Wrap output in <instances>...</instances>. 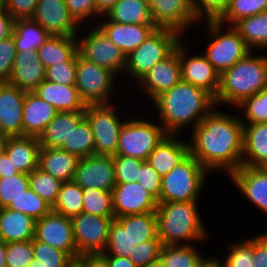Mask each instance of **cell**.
Here are the masks:
<instances>
[{
  "instance_id": "cell-1",
  "label": "cell",
  "mask_w": 267,
  "mask_h": 267,
  "mask_svg": "<svg viewBox=\"0 0 267 267\" xmlns=\"http://www.w3.org/2000/svg\"><path fill=\"white\" fill-rule=\"evenodd\" d=\"M214 107L192 130L189 154L209 172L226 170L230 175L242 165V118Z\"/></svg>"
},
{
  "instance_id": "cell-2",
  "label": "cell",
  "mask_w": 267,
  "mask_h": 267,
  "mask_svg": "<svg viewBox=\"0 0 267 267\" xmlns=\"http://www.w3.org/2000/svg\"><path fill=\"white\" fill-rule=\"evenodd\" d=\"M167 134L178 135L188 125L194 129L214 108V97L203 88L180 80L154 100Z\"/></svg>"
},
{
  "instance_id": "cell-3",
  "label": "cell",
  "mask_w": 267,
  "mask_h": 267,
  "mask_svg": "<svg viewBox=\"0 0 267 267\" xmlns=\"http://www.w3.org/2000/svg\"><path fill=\"white\" fill-rule=\"evenodd\" d=\"M198 203V201L158 203L156 208L158 237L163 245H190L191 241L207 240L208 234L198 213Z\"/></svg>"
},
{
  "instance_id": "cell-4",
  "label": "cell",
  "mask_w": 267,
  "mask_h": 267,
  "mask_svg": "<svg viewBox=\"0 0 267 267\" xmlns=\"http://www.w3.org/2000/svg\"><path fill=\"white\" fill-rule=\"evenodd\" d=\"M252 55L250 52L220 75L216 106L228 103L237 107L267 86V56Z\"/></svg>"
},
{
  "instance_id": "cell-5",
  "label": "cell",
  "mask_w": 267,
  "mask_h": 267,
  "mask_svg": "<svg viewBox=\"0 0 267 267\" xmlns=\"http://www.w3.org/2000/svg\"><path fill=\"white\" fill-rule=\"evenodd\" d=\"M208 171L188 155L161 179L159 202L198 201Z\"/></svg>"
},
{
  "instance_id": "cell-6",
  "label": "cell",
  "mask_w": 267,
  "mask_h": 267,
  "mask_svg": "<svg viewBox=\"0 0 267 267\" xmlns=\"http://www.w3.org/2000/svg\"><path fill=\"white\" fill-rule=\"evenodd\" d=\"M175 30L156 28L147 39L126 56L124 72L139 81L156 63L168 57L181 42Z\"/></svg>"
},
{
  "instance_id": "cell-7",
  "label": "cell",
  "mask_w": 267,
  "mask_h": 267,
  "mask_svg": "<svg viewBox=\"0 0 267 267\" xmlns=\"http://www.w3.org/2000/svg\"><path fill=\"white\" fill-rule=\"evenodd\" d=\"M207 29L211 35V42L204 54L214 69L221 75L231 68L238 60L246 57L251 50L239 32L233 27L227 31L222 30L223 24L218 21H206ZM213 36V37H212Z\"/></svg>"
},
{
  "instance_id": "cell-8",
  "label": "cell",
  "mask_w": 267,
  "mask_h": 267,
  "mask_svg": "<svg viewBox=\"0 0 267 267\" xmlns=\"http://www.w3.org/2000/svg\"><path fill=\"white\" fill-rule=\"evenodd\" d=\"M167 135L162 125L147 120L128 119L121 127L116 155L146 161L149 154Z\"/></svg>"
},
{
  "instance_id": "cell-9",
  "label": "cell",
  "mask_w": 267,
  "mask_h": 267,
  "mask_svg": "<svg viewBox=\"0 0 267 267\" xmlns=\"http://www.w3.org/2000/svg\"><path fill=\"white\" fill-rule=\"evenodd\" d=\"M116 75L87 61L76 52V88L85 104H110L109 96Z\"/></svg>"
},
{
  "instance_id": "cell-10",
  "label": "cell",
  "mask_w": 267,
  "mask_h": 267,
  "mask_svg": "<svg viewBox=\"0 0 267 267\" xmlns=\"http://www.w3.org/2000/svg\"><path fill=\"white\" fill-rule=\"evenodd\" d=\"M116 107L110 104H87L85 118L94 137L95 155H116L118 138L125 121L116 114Z\"/></svg>"
},
{
  "instance_id": "cell-11",
  "label": "cell",
  "mask_w": 267,
  "mask_h": 267,
  "mask_svg": "<svg viewBox=\"0 0 267 267\" xmlns=\"http://www.w3.org/2000/svg\"><path fill=\"white\" fill-rule=\"evenodd\" d=\"M77 51L81 57L108 69L116 77L118 73H124L126 68V55L98 26L94 27L89 33L87 31L86 37L77 40Z\"/></svg>"
},
{
  "instance_id": "cell-12",
  "label": "cell",
  "mask_w": 267,
  "mask_h": 267,
  "mask_svg": "<svg viewBox=\"0 0 267 267\" xmlns=\"http://www.w3.org/2000/svg\"><path fill=\"white\" fill-rule=\"evenodd\" d=\"M77 247V258L85 254H101L108 241L110 225L115 218L81 212L70 218Z\"/></svg>"
},
{
  "instance_id": "cell-13",
  "label": "cell",
  "mask_w": 267,
  "mask_h": 267,
  "mask_svg": "<svg viewBox=\"0 0 267 267\" xmlns=\"http://www.w3.org/2000/svg\"><path fill=\"white\" fill-rule=\"evenodd\" d=\"M35 239L62 250L75 261L77 260V247L69 217L51 210L47 215L36 220Z\"/></svg>"
},
{
  "instance_id": "cell-14",
  "label": "cell",
  "mask_w": 267,
  "mask_h": 267,
  "mask_svg": "<svg viewBox=\"0 0 267 267\" xmlns=\"http://www.w3.org/2000/svg\"><path fill=\"white\" fill-rule=\"evenodd\" d=\"M73 180L82 188L112 191L117 184L113 155H90L80 158Z\"/></svg>"
},
{
  "instance_id": "cell-15",
  "label": "cell",
  "mask_w": 267,
  "mask_h": 267,
  "mask_svg": "<svg viewBox=\"0 0 267 267\" xmlns=\"http://www.w3.org/2000/svg\"><path fill=\"white\" fill-rule=\"evenodd\" d=\"M149 10L152 23L157 28L175 30L180 34L191 24L200 22L194 14L191 0H151Z\"/></svg>"
},
{
  "instance_id": "cell-16",
  "label": "cell",
  "mask_w": 267,
  "mask_h": 267,
  "mask_svg": "<svg viewBox=\"0 0 267 267\" xmlns=\"http://www.w3.org/2000/svg\"><path fill=\"white\" fill-rule=\"evenodd\" d=\"M179 43V61L181 65V80L203 88L216 97L220 87V74L214 69L205 55L189 57L185 44Z\"/></svg>"
},
{
  "instance_id": "cell-17",
  "label": "cell",
  "mask_w": 267,
  "mask_h": 267,
  "mask_svg": "<svg viewBox=\"0 0 267 267\" xmlns=\"http://www.w3.org/2000/svg\"><path fill=\"white\" fill-rule=\"evenodd\" d=\"M32 19L50 35L78 36L79 23L68 11L65 0H38Z\"/></svg>"
},
{
  "instance_id": "cell-18",
  "label": "cell",
  "mask_w": 267,
  "mask_h": 267,
  "mask_svg": "<svg viewBox=\"0 0 267 267\" xmlns=\"http://www.w3.org/2000/svg\"><path fill=\"white\" fill-rule=\"evenodd\" d=\"M115 218L156 211L158 201L139 182L117 183L112 190Z\"/></svg>"
},
{
  "instance_id": "cell-19",
  "label": "cell",
  "mask_w": 267,
  "mask_h": 267,
  "mask_svg": "<svg viewBox=\"0 0 267 267\" xmlns=\"http://www.w3.org/2000/svg\"><path fill=\"white\" fill-rule=\"evenodd\" d=\"M181 80L179 44L166 58L156 63L138 82L152 100Z\"/></svg>"
},
{
  "instance_id": "cell-20",
  "label": "cell",
  "mask_w": 267,
  "mask_h": 267,
  "mask_svg": "<svg viewBox=\"0 0 267 267\" xmlns=\"http://www.w3.org/2000/svg\"><path fill=\"white\" fill-rule=\"evenodd\" d=\"M26 91L9 82L0 83V132L9 136L23 135V105Z\"/></svg>"
},
{
  "instance_id": "cell-21",
  "label": "cell",
  "mask_w": 267,
  "mask_h": 267,
  "mask_svg": "<svg viewBox=\"0 0 267 267\" xmlns=\"http://www.w3.org/2000/svg\"><path fill=\"white\" fill-rule=\"evenodd\" d=\"M229 177L245 197L267 215V171L263 167L241 165Z\"/></svg>"
},
{
  "instance_id": "cell-22",
  "label": "cell",
  "mask_w": 267,
  "mask_h": 267,
  "mask_svg": "<svg viewBox=\"0 0 267 267\" xmlns=\"http://www.w3.org/2000/svg\"><path fill=\"white\" fill-rule=\"evenodd\" d=\"M97 26L126 56L157 28L154 24H120L108 19Z\"/></svg>"
},
{
  "instance_id": "cell-23",
  "label": "cell",
  "mask_w": 267,
  "mask_h": 267,
  "mask_svg": "<svg viewBox=\"0 0 267 267\" xmlns=\"http://www.w3.org/2000/svg\"><path fill=\"white\" fill-rule=\"evenodd\" d=\"M45 70L37 50L16 52L9 83L33 92L45 80Z\"/></svg>"
},
{
  "instance_id": "cell-24",
  "label": "cell",
  "mask_w": 267,
  "mask_h": 267,
  "mask_svg": "<svg viewBox=\"0 0 267 267\" xmlns=\"http://www.w3.org/2000/svg\"><path fill=\"white\" fill-rule=\"evenodd\" d=\"M176 136L178 135L167 134L146 160L161 177L168 174L189 155L188 143Z\"/></svg>"
},
{
  "instance_id": "cell-25",
  "label": "cell",
  "mask_w": 267,
  "mask_h": 267,
  "mask_svg": "<svg viewBox=\"0 0 267 267\" xmlns=\"http://www.w3.org/2000/svg\"><path fill=\"white\" fill-rule=\"evenodd\" d=\"M33 92L58 112L85 111L86 104L80 98L75 85H64L45 79Z\"/></svg>"
},
{
  "instance_id": "cell-26",
  "label": "cell",
  "mask_w": 267,
  "mask_h": 267,
  "mask_svg": "<svg viewBox=\"0 0 267 267\" xmlns=\"http://www.w3.org/2000/svg\"><path fill=\"white\" fill-rule=\"evenodd\" d=\"M57 112L51 104L34 92H26L23 105V135L39 137Z\"/></svg>"
},
{
  "instance_id": "cell-27",
  "label": "cell",
  "mask_w": 267,
  "mask_h": 267,
  "mask_svg": "<svg viewBox=\"0 0 267 267\" xmlns=\"http://www.w3.org/2000/svg\"><path fill=\"white\" fill-rule=\"evenodd\" d=\"M40 144L35 136H9L5 153L21 173L30 174L38 167Z\"/></svg>"
},
{
  "instance_id": "cell-28",
  "label": "cell",
  "mask_w": 267,
  "mask_h": 267,
  "mask_svg": "<svg viewBox=\"0 0 267 267\" xmlns=\"http://www.w3.org/2000/svg\"><path fill=\"white\" fill-rule=\"evenodd\" d=\"M79 159L77 155L60 148L41 147L38 168L61 182L71 181L74 179Z\"/></svg>"
},
{
  "instance_id": "cell-29",
  "label": "cell",
  "mask_w": 267,
  "mask_h": 267,
  "mask_svg": "<svg viewBox=\"0 0 267 267\" xmlns=\"http://www.w3.org/2000/svg\"><path fill=\"white\" fill-rule=\"evenodd\" d=\"M267 164V122L243 124L242 165L264 167Z\"/></svg>"
},
{
  "instance_id": "cell-30",
  "label": "cell",
  "mask_w": 267,
  "mask_h": 267,
  "mask_svg": "<svg viewBox=\"0 0 267 267\" xmlns=\"http://www.w3.org/2000/svg\"><path fill=\"white\" fill-rule=\"evenodd\" d=\"M36 220L9 208L0 209V240L4 243L29 241L35 238Z\"/></svg>"
},
{
  "instance_id": "cell-31",
  "label": "cell",
  "mask_w": 267,
  "mask_h": 267,
  "mask_svg": "<svg viewBox=\"0 0 267 267\" xmlns=\"http://www.w3.org/2000/svg\"><path fill=\"white\" fill-rule=\"evenodd\" d=\"M85 117V111L57 112L55 117L47 124L38 140L41 147L60 148L68 139L71 131Z\"/></svg>"
},
{
  "instance_id": "cell-32",
  "label": "cell",
  "mask_w": 267,
  "mask_h": 267,
  "mask_svg": "<svg viewBox=\"0 0 267 267\" xmlns=\"http://www.w3.org/2000/svg\"><path fill=\"white\" fill-rule=\"evenodd\" d=\"M77 36L50 35L37 49L40 62L45 69L68 61L77 52Z\"/></svg>"
},
{
  "instance_id": "cell-33",
  "label": "cell",
  "mask_w": 267,
  "mask_h": 267,
  "mask_svg": "<svg viewBox=\"0 0 267 267\" xmlns=\"http://www.w3.org/2000/svg\"><path fill=\"white\" fill-rule=\"evenodd\" d=\"M101 17L120 24H153L146 0H119Z\"/></svg>"
},
{
  "instance_id": "cell-34",
  "label": "cell",
  "mask_w": 267,
  "mask_h": 267,
  "mask_svg": "<svg viewBox=\"0 0 267 267\" xmlns=\"http://www.w3.org/2000/svg\"><path fill=\"white\" fill-rule=\"evenodd\" d=\"M16 52L37 50L50 34L32 18L17 19L14 21L12 33Z\"/></svg>"
},
{
  "instance_id": "cell-35",
  "label": "cell",
  "mask_w": 267,
  "mask_h": 267,
  "mask_svg": "<svg viewBox=\"0 0 267 267\" xmlns=\"http://www.w3.org/2000/svg\"><path fill=\"white\" fill-rule=\"evenodd\" d=\"M115 219L128 231L135 244L154 239L158 236L156 211L126 215Z\"/></svg>"
},
{
  "instance_id": "cell-36",
  "label": "cell",
  "mask_w": 267,
  "mask_h": 267,
  "mask_svg": "<svg viewBox=\"0 0 267 267\" xmlns=\"http://www.w3.org/2000/svg\"><path fill=\"white\" fill-rule=\"evenodd\" d=\"M233 27L251 50L254 47L256 49L267 48V10L257 15L241 18Z\"/></svg>"
},
{
  "instance_id": "cell-37",
  "label": "cell",
  "mask_w": 267,
  "mask_h": 267,
  "mask_svg": "<svg viewBox=\"0 0 267 267\" xmlns=\"http://www.w3.org/2000/svg\"><path fill=\"white\" fill-rule=\"evenodd\" d=\"M60 149L77 155L79 158L95 155L93 132L85 117L71 131L68 139L64 141Z\"/></svg>"
},
{
  "instance_id": "cell-38",
  "label": "cell",
  "mask_w": 267,
  "mask_h": 267,
  "mask_svg": "<svg viewBox=\"0 0 267 267\" xmlns=\"http://www.w3.org/2000/svg\"><path fill=\"white\" fill-rule=\"evenodd\" d=\"M52 210L69 218L79 215L83 212V188L74 180L63 182Z\"/></svg>"
},
{
  "instance_id": "cell-39",
  "label": "cell",
  "mask_w": 267,
  "mask_h": 267,
  "mask_svg": "<svg viewBox=\"0 0 267 267\" xmlns=\"http://www.w3.org/2000/svg\"><path fill=\"white\" fill-rule=\"evenodd\" d=\"M83 213L115 218L113 192L96 188H83Z\"/></svg>"
},
{
  "instance_id": "cell-40",
  "label": "cell",
  "mask_w": 267,
  "mask_h": 267,
  "mask_svg": "<svg viewBox=\"0 0 267 267\" xmlns=\"http://www.w3.org/2000/svg\"><path fill=\"white\" fill-rule=\"evenodd\" d=\"M203 257L194 245H163L160 260L167 267H198Z\"/></svg>"
},
{
  "instance_id": "cell-41",
  "label": "cell",
  "mask_w": 267,
  "mask_h": 267,
  "mask_svg": "<svg viewBox=\"0 0 267 267\" xmlns=\"http://www.w3.org/2000/svg\"><path fill=\"white\" fill-rule=\"evenodd\" d=\"M267 10V0H231L225 13L217 20L219 23L233 26L241 18L257 15Z\"/></svg>"
},
{
  "instance_id": "cell-42",
  "label": "cell",
  "mask_w": 267,
  "mask_h": 267,
  "mask_svg": "<svg viewBox=\"0 0 267 267\" xmlns=\"http://www.w3.org/2000/svg\"><path fill=\"white\" fill-rule=\"evenodd\" d=\"M135 245L128 231L116 219H113L109 228L108 241L101 255L129 258Z\"/></svg>"
},
{
  "instance_id": "cell-43",
  "label": "cell",
  "mask_w": 267,
  "mask_h": 267,
  "mask_svg": "<svg viewBox=\"0 0 267 267\" xmlns=\"http://www.w3.org/2000/svg\"><path fill=\"white\" fill-rule=\"evenodd\" d=\"M7 208L25 213L35 220L41 219L52 210V206L31 188H28L17 200L12 201Z\"/></svg>"
},
{
  "instance_id": "cell-44",
  "label": "cell",
  "mask_w": 267,
  "mask_h": 267,
  "mask_svg": "<svg viewBox=\"0 0 267 267\" xmlns=\"http://www.w3.org/2000/svg\"><path fill=\"white\" fill-rule=\"evenodd\" d=\"M30 188L51 206L56 202L61 182L38 167L29 174Z\"/></svg>"
},
{
  "instance_id": "cell-45",
  "label": "cell",
  "mask_w": 267,
  "mask_h": 267,
  "mask_svg": "<svg viewBox=\"0 0 267 267\" xmlns=\"http://www.w3.org/2000/svg\"><path fill=\"white\" fill-rule=\"evenodd\" d=\"M33 256L43 267H70L75 260L66 252L32 239Z\"/></svg>"
},
{
  "instance_id": "cell-46",
  "label": "cell",
  "mask_w": 267,
  "mask_h": 267,
  "mask_svg": "<svg viewBox=\"0 0 267 267\" xmlns=\"http://www.w3.org/2000/svg\"><path fill=\"white\" fill-rule=\"evenodd\" d=\"M30 188L29 174L0 177V209L6 208Z\"/></svg>"
},
{
  "instance_id": "cell-47",
  "label": "cell",
  "mask_w": 267,
  "mask_h": 267,
  "mask_svg": "<svg viewBox=\"0 0 267 267\" xmlns=\"http://www.w3.org/2000/svg\"><path fill=\"white\" fill-rule=\"evenodd\" d=\"M239 109L245 112L242 124H256L267 122V86L259 93L246 98L241 104L238 105Z\"/></svg>"
},
{
  "instance_id": "cell-48",
  "label": "cell",
  "mask_w": 267,
  "mask_h": 267,
  "mask_svg": "<svg viewBox=\"0 0 267 267\" xmlns=\"http://www.w3.org/2000/svg\"><path fill=\"white\" fill-rule=\"evenodd\" d=\"M228 256L224 259L226 267H255L253 237L229 245Z\"/></svg>"
},
{
  "instance_id": "cell-49",
  "label": "cell",
  "mask_w": 267,
  "mask_h": 267,
  "mask_svg": "<svg viewBox=\"0 0 267 267\" xmlns=\"http://www.w3.org/2000/svg\"><path fill=\"white\" fill-rule=\"evenodd\" d=\"M163 244L157 236L145 242L136 244L129 255V259L137 267H147L149 264L160 259V252Z\"/></svg>"
},
{
  "instance_id": "cell-50",
  "label": "cell",
  "mask_w": 267,
  "mask_h": 267,
  "mask_svg": "<svg viewBox=\"0 0 267 267\" xmlns=\"http://www.w3.org/2000/svg\"><path fill=\"white\" fill-rule=\"evenodd\" d=\"M113 159L116 183L137 182L143 160L123 155H113Z\"/></svg>"
},
{
  "instance_id": "cell-51",
  "label": "cell",
  "mask_w": 267,
  "mask_h": 267,
  "mask_svg": "<svg viewBox=\"0 0 267 267\" xmlns=\"http://www.w3.org/2000/svg\"><path fill=\"white\" fill-rule=\"evenodd\" d=\"M45 79L64 85H76V53L68 61L46 68Z\"/></svg>"
},
{
  "instance_id": "cell-52",
  "label": "cell",
  "mask_w": 267,
  "mask_h": 267,
  "mask_svg": "<svg viewBox=\"0 0 267 267\" xmlns=\"http://www.w3.org/2000/svg\"><path fill=\"white\" fill-rule=\"evenodd\" d=\"M33 259L32 240L6 243L7 267H26Z\"/></svg>"
},
{
  "instance_id": "cell-53",
  "label": "cell",
  "mask_w": 267,
  "mask_h": 267,
  "mask_svg": "<svg viewBox=\"0 0 267 267\" xmlns=\"http://www.w3.org/2000/svg\"><path fill=\"white\" fill-rule=\"evenodd\" d=\"M231 0H191L198 21H217L227 10Z\"/></svg>"
},
{
  "instance_id": "cell-54",
  "label": "cell",
  "mask_w": 267,
  "mask_h": 267,
  "mask_svg": "<svg viewBox=\"0 0 267 267\" xmlns=\"http://www.w3.org/2000/svg\"><path fill=\"white\" fill-rule=\"evenodd\" d=\"M16 55L13 36L0 41V83L9 82Z\"/></svg>"
},
{
  "instance_id": "cell-55",
  "label": "cell",
  "mask_w": 267,
  "mask_h": 267,
  "mask_svg": "<svg viewBox=\"0 0 267 267\" xmlns=\"http://www.w3.org/2000/svg\"><path fill=\"white\" fill-rule=\"evenodd\" d=\"M162 177L158 172L147 162L144 161L140 167L139 179L137 182L147 190L159 203V195L161 189Z\"/></svg>"
},
{
  "instance_id": "cell-56",
  "label": "cell",
  "mask_w": 267,
  "mask_h": 267,
  "mask_svg": "<svg viewBox=\"0 0 267 267\" xmlns=\"http://www.w3.org/2000/svg\"><path fill=\"white\" fill-rule=\"evenodd\" d=\"M68 11L75 18V20L82 24L85 19L93 17H101L96 11L95 0H65Z\"/></svg>"
},
{
  "instance_id": "cell-57",
  "label": "cell",
  "mask_w": 267,
  "mask_h": 267,
  "mask_svg": "<svg viewBox=\"0 0 267 267\" xmlns=\"http://www.w3.org/2000/svg\"><path fill=\"white\" fill-rule=\"evenodd\" d=\"M38 0H6L5 10L15 19L32 18Z\"/></svg>"
},
{
  "instance_id": "cell-58",
  "label": "cell",
  "mask_w": 267,
  "mask_h": 267,
  "mask_svg": "<svg viewBox=\"0 0 267 267\" xmlns=\"http://www.w3.org/2000/svg\"><path fill=\"white\" fill-rule=\"evenodd\" d=\"M255 267H267V232L253 237Z\"/></svg>"
},
{
  "instance_id": "cell-59",
  "label": "cell",
  "mask_w": 267,
  "mask_h": 267,
  "mask_svg": "<svg viewBox=\"0 0 267 267\" xmlns=\"http://www.w3.org/2000/svg\"><path fill=\"white\" fill-rule=\"evenodd\" d=\"M14 21L15 19L5 10V8H0V41L12 35Z\"/></svg>"
},
{
  "instance_id": "cell-60",
  "label": "cell",
  "mask_w": 267,
  "mask_h": 267,
  "mask_svg": "<svg viewBox=\"0 0 267 267\" xmlns=\"http://www.w3.org/2000/svg\"><path fill=\"white\" fill-rule=\"evenodd\" d=\"M83 267H110L101 254H85L77 258Z\"/></svg>"
},
{
  "instance_id": "cell-61",
  "label": "cell",
  "mask_w": 267,
  "mask_h": 267,
  "mask_svg": "<svg viewBox=\"0 0 267 267\" xmlns=\"http://www.w3.org/2000/svg\"><path fill=\"white\" fill-rule=\"evenodd\" d=\"M19 170L13 165L8 155L4 152L0 155V177L19 174Z\"/></svg>"
},
{
  "instance_id": "cell-62",
  "label": "cell",
  "mask_w": 267,
  "mask_h": 267,
  "mask_svg": "<svg viewBox=\"0 0 267 267\" xmlns=\"http://www.w3.org/2000/svg\"><path fill=\"white\" fill-rule=\"evenodd\" d=\"M108 262L110 267H137L129 258L112 256V255H102Z\"/></svg>"
},
{
  "instance_id": "cell-63",
  "label": "cell",
  "mask_w": 267,
  "mask_h": 267,
  "mask_svg": "<svg viewBox=\"0 0 267 267\" xmlns=\"http://www.w3.org/2000/svg\"><path fill=\"white\" fill-rule=\"evenodd\" d=\"M119 0H95L96 11L101 15H105Z\"/></svg>"
},
{
  "instance_id": "cell-64",
  "label": "cell",
  "mask_w": 267,
  "mask_h": 267,
  "mask_svg": "<svg viewBox=\"0 0 267 267\" xmlns=\"http://www.w3.org/2000/svg\"><path fill=\"white\" fill-rule=\"evenodd\" d=\"M198 267H226L224 261L218 260L217 258H203L199 261Z\"/></svg>"
},
{
  "instance_id": "cell-65",
  "label": "cell",
  "mask_w": 267,
  "mask_h": 267,
  "mask_svg": "<svg viewBox=\"0 0 267 267\" xmlns=\"http://www.w3.org/2000/svg\"><path fill=\"white\" fill-rule=\"evenodd\" d=\"M0 267H7L6 263V243L0 240Z\"/></svg>"
},
{
  "instance_id": "cell-66",
  "label": "cell",
  "mask_w": 267,
  "mask_h": 267,
  "mask_svg": "<svg viewBox=\"0 0 267 267\" xmlns=\"http://www.w3.org/2000/svg\"><path fill=\"white\" fill-rule=\"evenodd\" d=\"M8 136L0 132V155L5 152Z\"/></svg>"
},
{
  "instance_id": "cell-67",
  "label": "cell",
  "mask_w": 267,
  "mask_h": 267,
  "mask_svg": "<svg viewBox=\"0 0 267 267\" xmlns=\"http://www.w3.org/2000/svg\"><path fill=\"white\" fill-rule=\"evenodd\" d=\"M147 267H167L163 261L160 259L156 260L155 262L149 264Z\"/></svg>"
},
{
  "instance_id": "cell-68",
  "label": "cell",
  "mask_w": 267,
  "mask_h": 267,
  "mask_svg": "<svg viewBox=\"0 0 267 267\" xmlns=\"http://www.w3.org/2000/svg\"><path fill=\"white\" fill-rule=\"evenodd\" d=\"M26 267H43V266L37 263V260L33 259Z\"/></svg>"
},
{
  "instance_id": "cell-69",
  "label": "cell",
  "mask_w": 267,
  "mask_h": 267,
  "mask_svg": "<svg viewBox=\"0 0 267 267\" xmlns=\"http://www.w3.org/2000/svg\"><path fill=\"white\" fill-rule=\"evenodd\" d=\"M70 267H83L77 260Z\"/></svg>"
},
{
  "instance_id": "cell-70",
  "label": "cell",
  "mask_w": 267,
  "mask_h": 267,
  "mask_svg": "<svg viewBox=\"0 0 267 267\" xmlns=\"http://www.w3.org/2000/svg\"><path fill=\"white\" fill-rule=\"evenodd\" d=\"M6 0H0V8H5Z\"/></svg>"
},
{
  "instance_id": "cell-71",
  "label": "cell",
  "mask_w": 267,
  "mask_h": 267,
  "mask_svg": "<svg viewBox=\"0 0 267 267\" xmlns=\"http://www.w3.org/2000/svg\"><path fill=\"white\" fill-rule=\"evenodd\" d=\"M263 168L267 171V164Z\"/></svg>"
}]
</instances>
